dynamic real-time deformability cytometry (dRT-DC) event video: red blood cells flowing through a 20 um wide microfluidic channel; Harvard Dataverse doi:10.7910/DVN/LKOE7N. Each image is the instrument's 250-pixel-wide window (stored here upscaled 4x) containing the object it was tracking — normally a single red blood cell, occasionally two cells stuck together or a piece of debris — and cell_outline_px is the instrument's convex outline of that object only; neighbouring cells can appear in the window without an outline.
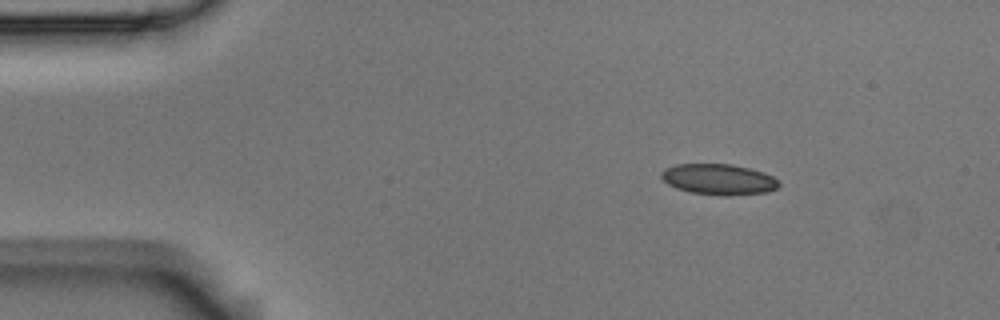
{"species": "Egyptian fruit bat (a non-hibernating species)", "species_latin": "Rousettus aegyptiacus", "temperature_condition": "room temperature", "stored_images_in_passage": 3, "camera_frame_rate_fps": 3000, "um_per_image_px": 0.085, "animal": {"sex": "male"}, "frame": {"image": 1, "passage_image": 1, "time_ms": 0.0, "image_size_px": [1000, 320], "cell_outline_px": [[780, 184], [776, 188], [768, 192], [728, 196], [724, 196], [692, 192], [676, 188], [668, 184], [660, 176], [660, 172], [664, 168], [676, 164], [732, 164], [764, 172], [772, 176]], "centroid_in_image_um": [61.07, 15.24], "position_along_channel_um": 23.9, "area_um2": 21.1}}